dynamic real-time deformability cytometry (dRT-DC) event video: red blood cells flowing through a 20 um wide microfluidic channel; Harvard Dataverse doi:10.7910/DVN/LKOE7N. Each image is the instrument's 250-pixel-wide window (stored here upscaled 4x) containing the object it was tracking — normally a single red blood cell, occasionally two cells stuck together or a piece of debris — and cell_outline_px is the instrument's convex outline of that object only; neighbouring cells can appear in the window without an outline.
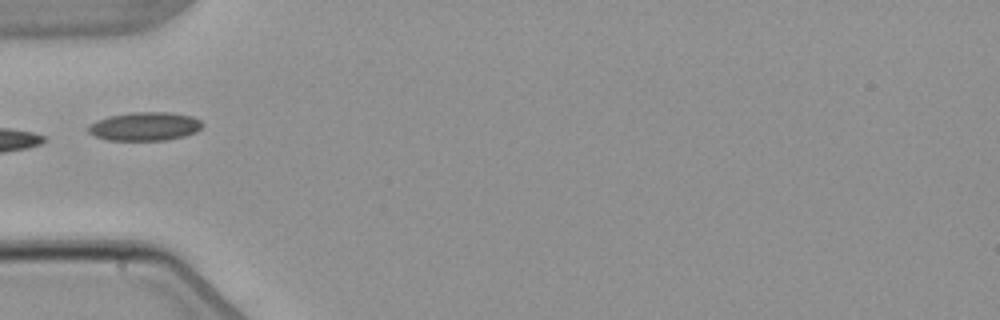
{"species": "common noctule bat (a hibernating species)", "species_latin": "Nyctalus noctula", "temperature_condition": "warm", "stored_images_in_passage": 2, "camera_frame_rate_fps": 3000, "um_per_image_px": 0.085, "animal": {"sex": "male", "body_mass_g": 21.5, "forearm_length_mm": 52.0}, "frame": {"image": 1, "passage_image": 2, "time_ms": 1.0, "image_size_px": [1000, 320], "cell_outline_px": [[204, 124], [196, 132], [184, 136], [164, 140], [108, 140], [96, 136], [88, 132], [88, 128], [96, 120], [108, 116], [132, 112], [168, 112], [192, 116], [200, 120]], "centroid_in_image_um": [12.33, 10.73], "position_along_channel_um": 72.7, "area_um2": 18.9}}